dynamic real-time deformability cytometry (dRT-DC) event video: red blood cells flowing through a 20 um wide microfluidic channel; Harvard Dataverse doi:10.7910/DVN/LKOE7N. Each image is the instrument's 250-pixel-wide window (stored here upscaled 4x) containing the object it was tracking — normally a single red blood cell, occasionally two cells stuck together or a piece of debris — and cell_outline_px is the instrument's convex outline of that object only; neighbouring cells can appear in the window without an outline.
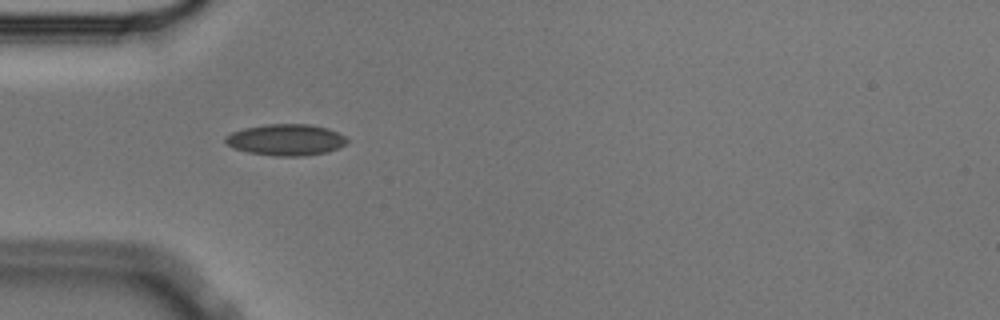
{"species": "Egyptian fruit bat (a non-hibernating species)", "species_latin": "Rousettus aegyptiacus", "temperature_condition": "cold", "stored_images_in_passage": 41, "camera_frame_rate_fps": 3000, "um_per_image_px": 0.085, "animal": {"sex": "male"}, "frame": {"image": 1, "passage_image": 2, "time_ms": 0.333, "image_size_px": [1000, 320], "cell_outline_px": [[348, 140], [344, 144], [328, 152], [304, 156], [276, 156], [248, 152], [232, 148], [224, 140], [224, 136], [232, 132], [244, 128], [264, 124], [308, 124], [328, 128], [344, 136]], "centroid_in_image_um": [24.27, 11.88], "position_along_channel_um": 60.7, "area_um2": 22.2}}
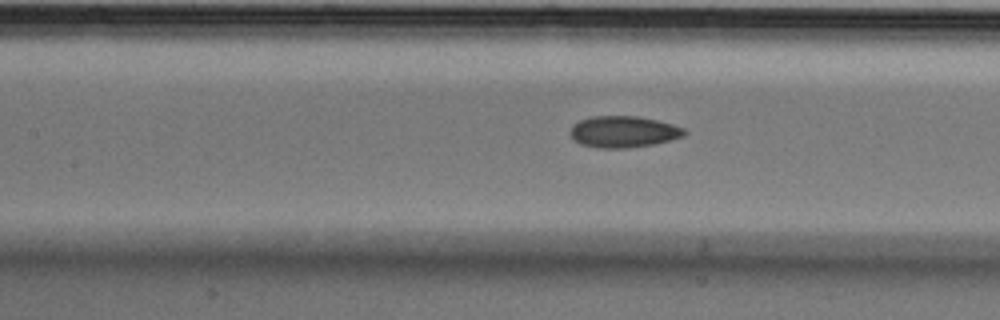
{"frame": {"image": 2, "passage_image": 10, "time_ms": 3.0, "image_size_px": [1000, 320], "cell_outline_px": [[688, 132], [684, 136], [652, 144], [628, 148], [600, 148], [580, 144], [568, 132], [572, 124], [580, 120], [592, 116], [636, 116], [656, 120], [672, 124], [684, 128]], "centroid_in_image_um": [52.97, 11.19], "position_along_channel_um": 154.4, "area_um2": 20.87}}
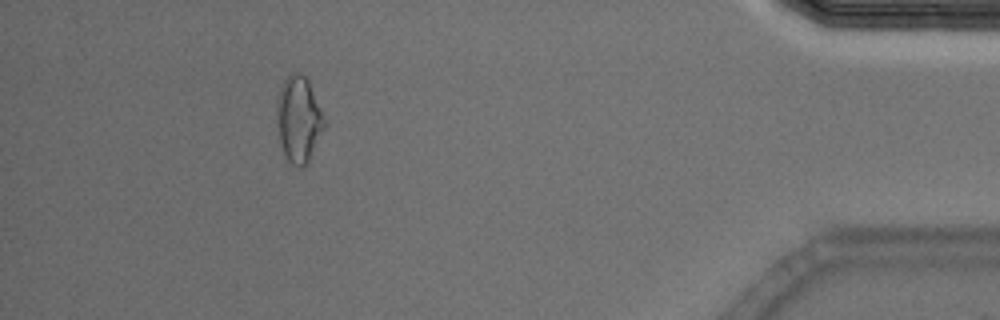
{"frame": {"image": 3, "passage_image": 36, "time_ms": 11.667, "image_size_px": [1000, 320], "cell_outline_px": [[324, 128], [304, 168], [296, 168], [288, 160], [284, 152], [280, 140], [276, 124], [276, 100], [280, 88], [284, 80], [292, 72], [300, 72], [308, 80], [320, 108], [324, 120]], "centroid_in_image_um": [25.35, 10.13], "position_along_channel_um": 409.9, "area_um2": 23.58}, "authors_computed_cell_mechanics": {"area_um2": 20.7502, "velocity_mm_per_s": 3.5638, "shape_relaxation_time_tau1_ms": 6.9165, "shape_relaxation_time_tau2_ms": 3.3759, "deformation_change_tau1": 0.1132, "deformation_change_tau2": 0.0899}}